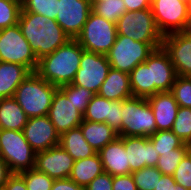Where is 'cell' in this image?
<instances>
[{
	"mask_svg": "<svg viewBox=\"0 0 191 190\" xmlns=\"http://www.w3.org/2000/svg\"><path fill=\"white\" fill-rule=\"evenodd\" d=\"M190 150L191 146L184 143L180 148L163 153L159 156L156 168L163 175H173L181 160Z\"/></svg>",
	"mask_w": 191,
	"mask_h": 190,
	"instance_id": "28",
	"label": "cell"
},
{
	"mask_svg": "<svg viewBox=\"0 0 191 190\" xmlns=\"http://www.w3.org/2000/svg\"><path fill=\"white\" fill-rule=\"evenodd\" d=\"M26 184L27 190H51L54 179L35 168L18 173Z\"/></svg>",
	"mask_w": 191,
	"mask_h": 190,
	"instance_id": "36",
	"label": "cell"
},
{
	"mask_svg": "<svg viewBox=\"0 0 191 190\" xmlns=\"http://www.w3.org/2000/svg\"><path fill=\"white\" fill-rule=\"evenodd\" d=\"M170 92L180 107L191 108V77L177 76Z\"/></svg>",
	"mask_w": 191,
	"mask_h": 190,
	"instance_id": "38",
	"label": "cell"
},
{
	"mask_svg": "<svg viewBox=\"0 0 191 190\" xmlns=\"http://www.w3.org/2000/svg\"><path fill=\"white\" fill-rule=\"evenodd\" d=\"M130 87L134 97L148 98L151 96L150 68L147 64H138L129 73Z\"/></svg>",
	"mask_w": 191,
	"mask_h": 190,
	"instance_id": "27",
	"label": "cell"
},
{
	"mask_svg": "<svg viewBox=\"0 0 191 190\" xmlns=\"http://www.w3.org/2000/svg\"><path fill=\"white\" fill-rule=\"evenodd\" d=\"M181 140H191V108L180 107L171 129Z\"/></svg>",
	"mask_w": 191,
	"mask_h": 190,
	"instance_id": "37",
	"label": "cell"
},
{
	"mask_svg": "<svg viewBox=\"0 0 191 190\" xmlns=\"http://www.w3.org/2000/svg\"><path fill=\"white\" fill-rule=\"evenodd\" d=\"M97 94L111 101L132 97L129 74L111 68Z\"/></svg>",
	"mask_w": 191,
	"mask_h": 190,
	"instance_id": "21",
	"label": "cell"
},
{
	"mask_svg": "<svg viewBox=\"0 0 191 190\" xmlns=\"http://www.w3.org/2000/svg\"><path fill=\"white\" fill-rule=\"evenodd\" d=\"M104 172L103 164L99 153L95 155L76 160L72 167L69 179L77 185L86 187L95 177Z\"/></svg>",
	"mask_w": 191,
	"mask_h": 190,
	"instance_id": "26",
	"label": "cell"
},
{
	"mask_svg": "<svg viewBox=\"0 0 191 190\" xmlns=\"http://www.w3.org/2000/svg\"><path fill=\"white\" fill-rule=\"evenodd\" d=\"M151 11L163 36L188 30L186 0H151Z\"/></svg>",
	"mask_w": 191,
	"mask_h": 190,
	"instance_id": "10",
	"label": "cell"
},
{
	"mask_svg": "<svg viewBox=\"0 0 191 190\" xmlns=\"http://www.w3.org/2000/svg\"><path fill=\"white\" fill-rule=\"evenodd\" d=\"M0 157L11 173H20L34 168L36 151L23 131L0 129Z\"/></svg>",
	"mask_w": 191,
	"mask_h": 190,
	"instance_id": "6",
	"label": "cell"
},
{
	"mask_svg": "<svg viewBox=\"0 0 191 190\" xmlns=\"http://www.w3.org/2000/svg\"><path fill=\"white\" fill-rule=\"evenodd\" d=\"M0 61L15 63L35 72L38 59L18 23L0 30Z\"/></svg>",
	"mask_w": 191,
	"mask_h": 190,
	"instance_id": "9",
	"label": "cell"
},
{
	"mask_svg": "<svg viewBox=\"0 0 191 190\" xmlns=\"http://www.w3.org/2000/svg\"><path fill=\"white\" fill-rule=\"evenodd\" d=\"M88 144L99 152L119 135L105 122L83 120L79 126Z\"/></svg>",
	"mask_w": 191,
	"mask_h": 190,
	"instance_id": "23",
	"label": "cell"
},
{
	"mask_svg": "<svg viewBox=\"0 0 191 190\" xmlns=\"http://www.w3.org/2000/svg\"><path fill=\"white\" fill-rule=\"evenodd\" d=\"M173 178L176 184L191 190V150L185 155L177 166Z\"/></svg>",
	"mask_w": 191,
	"mask_h": 190,
	"instance_id": "39",
	"label": "cell"
},
{
	"mask_svg": "<svg viewBox=\"0 0 191 190\" xmlns=\"http://www.w3.org/2000/svg\"><path fill=\"white\" fill-rule=\"evenodd\" d=\"M58 88L66 95L69 101L72 100L82 114L85 113L89 101L95 96L92 91L72 84H66Z\"/></svg>",
	"mask_w": 191,
	"mask_h": 190,
	"instance_id": "31",
	"label": "cell"
},
{
	"mask_svg": "<svg viewBox=\"0 0 191 190\" xmlns=\"http://www.w3.org/2000/svg\"><path fill=\"white\" fill-rule=\"evenodd\" d=\"M57 88L32 72L18 86L14 98L28 118L46 116Z\"/></svg>",
	"mask_w": 191,
	"mask_h": 190,
	"instance_id": "3",
	"label": "cell"
},
{
	"mask_svg": "<svg viewBox=\"0 0 191 190\" xmlns=\"http://www.w3.org/2000/svg\"><path fill=\"white\" fill-rule=\"evenodd\" d=\"M126 11H140L151 8V0H123Z\"/></svg>",
	"mask_w": 191,
	"mask_h": 190,
	"instance_id": "45",
	"label": "cell"
},
{
	"mask_svg": "<svg viewBox=\"0 0 191 190\" xmlns=\"http://www.w3.org/2000/svg\"><path fill=\"white\" fill-rule=\"evenodd\" d=\"M175 190H188V189L184 188V187L181 186V185L176 184V185H175Z\"/></svg>",
	"mask_w": 191,
	"mask_h": 190,
	"instance_id": "50",
	"label": "cell"
},
{
	"mask_svg": "<svg viewBox=\"0 0 191 190\" xmlns=\"http://www.w3.org/2000/svg\"><path fill=\"white\" fill-rule=\"evenodd\" d=\"M130 173L144 167H156L159 154L149 137L123 136Z\"/></svg>",
	"mask_w": 191,
	"mask_h": 190,
	"instance_id": "18",
	"label": "cell"
},
{
	"mask_svg": "<svg viewBox=\"0 0 191 190\" xmlns=\"http://www.w3.org/2000/svg\"><path fill=\"white\" fill-rule=\"evenodd\" d=\"M154 114L157 131L171 130L179 110L171 92H158L147 98Z\"/></svg>",
	"mask_w": 191,
	"mask_h": 190,
	"instance_id": "19",
	"label": "cell"
},
{
	"mask_svg": "<svg viewBox=\"0 0 191 190\" xmlns=\"http://www.w3.org/2000/svg\"><path fill=\"white\" fill-rule=\"evenodd\" d=\"M21 10V0H0V30L16 25Z\"/></svg>",
	"mask_w": 191,
	"mask_h": 190,
	"instance_id": "33",
	"label": "cell"
},
{
	"mask_svg": "<svg viewBox=\"0 0 191 190\" xmlns=\"http://www.w3.org/2000/svg\"><path fill=\"white\" fill-rule=\"evenodd\" d=\"M131 174L138 190H154L163 175L156 167H144Z\"/></svg>",
	"mask_w": 191,
	"mask_h": 190,
	"instance_id": "35",
	"label": "cell"
},
{
	"mask_svg": "<svg viewBox=\"0 0 191 190\" xmlns=\"http://www.w3.org/2000/svg\"><path fill=\"white\" fill-rule=\"evenodd\" d=\"M159 47H162V43H144L117 35L114 45L106 55L112 69L129 74Z\"/></svg>",
	"mask_w": 191,
	"mask_h": 190,
	"instance_id": "5",
	"label": "cell"
},
{
	"mask_svg": "<svg viewBox=\"0 0 191 190\" xmlns=\"http://www.w3.org/2000/svg\"><path fill=\"white\" fill-rule=\"evenodd\" d=\"M109 112L110 100L95 94L89 101L87 109L83 114V120L106 123V118H109Z\"/></svg>",
	"mask_w": 191,
	"mask_h": 190,
	"instance_id": "29",
	"label": "cell"
},
{
	"mask_svg": "<svg viewBox=\"0 0 191 190\" xmlns=\"http://www.w3.org/2000/svg\"><path fill=\"white\" fill-rule=\"evenodd\" d=\"M51 190H86L69 178L54 180Z\"/></svg>",
	"mask_w": 191,
	"mask_h": 190,
	"instance_id": "44",
	"label": "cell"
},
{
	"mask_svg": "<svg viewBox=\"0 0 191 190\" xmlns=\"http://www.w3.org/2000/svg\"><path fill=\"white\" fill-rule=\"evenodd\" d=\"M86 190H112V175L107 172L95 177L86 187Z\"/></svg>",
	"mask_w": 191,
	"mask_h": 190,
	"instance_id": "41",
	"label": "cell"
},
{
	"mask_svg": "<svg viewBox=\"0 0 191 190\" xmlns=\"http://www.w3.org/2000/svg\"><path fill=\"white\" fill-rule=\"evenodd\" d=\"M111 66L106 54L83 51L80 67L72 85L80 86L97 94Z\"/></svg>",
	"mask_w": 191,
	"mask_h": 190,
	"instance_id": "11",
	"label": "cell"
},
{
	"mask_svg": "<svg viewBox=\"0 0 191 190\" xmlns=\"http://www.w3.org/2000/svg\"><path fill=\"white\" fill-rule=\"evenodd\" d=\"M31 73L23 65L0 61V99L14 97L18 86Z\"/></svg>",
	"mask_w": 191,
	"mask_h": 190,
	"instance_id": "22",
	"label": "cell"
},
{
	"mask_svg": "<svg viewBox=\"0 0 191 190\" xmlns=\"http://www.w3.org/2000/svg\"><path fill=\"white\" fill-rule=\"evenodd\" d=\"M145 63L150 68L151 96L158 92H170L178 75L163 47L155 49Z\"/></svg>",
	"mask_w": 191,
	"mask_h": 190,
	"instance_id": "13",
	"label": "cell"
},
{
	"mask_svg": "<svg viewBox=\"0 0 191 190\" xmlns=\"http://www.w3.org/2000/svg\"><path fill=\"white\" fill-rule=\"evenodd\" d=\"M11 174L7 163L0 157V190H3V187Z\"/></svg>",
	"mask_w": 191,
	"mask_h": 190,
	"instance_id": "47",
	"label": "cell"
},
{
	"mask_svg": "<svg viewBox=\"0 0 191 190\" xmlns=\"http://www.w3.org/2000/svg\"><path fill=\"white\" fill-rule=\"evenodd\" d=\"M28 119L14 97L0 99V129L23 131Z\"/></svg>",
	"mask_w": 191,
	"mask_h": 190,
	"instance_id": "25",
	"label": "cell"
},
{
	"mask_svg": "<svg viewBox=\"0 0 191 190\" xmlns=\"http://www.w3.org/2000/svg\"><path fill=\"white\" fill-rule=\"evenodd\" d=\"M91 7H93L95 4L105 2L106 0H89Z\"/></svg>",
	"mask_w": 191,
	"mask_h": 190,
	"instance_id": "49",
	"label": "cell"
},
{
	"mask_svg": "<svg viewBox=\"0 0 191 190\" xmlns=\"http://www.w3.org/2000/svg\"><path fill=\"white\" fill-rule=\"evenodd\" d=\"M175 185L173 175H162L154 190H175Z\"/></svg>",
	"mask_w": 191,
	"mask_h": 190,
	"instance_id": "46",
	"label": "cell"
},
{
	"mask_svg": "<svg viewBox=\"0 0 191 190\" xmlns=\"http://www.w3.org/2000/svg\"><path fill=\"white\" fill-rule=\"evenodd\" d=\"M104 172L112 176L130 174L127 152L124 148L123 136H118L99 152Z\"/></svg>",
	"mask_w": 191,
	"mask_h": 190,
	"instance_id": "20",
	"label": "cell"
},
{
	"mask_svg": "<svg viewBox=\"0 0 191 190\" xmlns=\"http://www.w3.org/2000/svg\"><path fill=\"white\" fill-rule=\"evenodd\" d=\"M75 160L60 145L36 152L37 171L47 174L54 180L69 178Z\"/></svg>",
	"mask_w": 191,
	"mask_h": 190,
	"instance_id": "16",
	"label": "cell"
},
{
	"mask_svg": "<svg viewBox=\"0 0 191 190\" xmlns=\"http://www.w3.org/2000/svg\"><path fill=\"white\" fill-rule=\"evenodd\" d=\"M116 36V24L91 11L76 40L85 51L107 54Z\"/></svg>",
	"mask_w": 191,
	"mask_h": 190,
	"instance_id": "7",
	"label": "cell"
},
{
	"mask_svg": "<svg viewBox=\"0 0 191 190\" xmlns=\"http://www.w3.org/2000/svg\"><path fill=\"white\" fill-rule=\"evenodd\" d=\"M47 116L59 135L79 127L83 122V114L76 108L72 100L69 101L67 99L66 95L59 88L56 89L53 95Z\"/></svg>",
	"mask_w": 191,
	"mask_h": 190,
	"instance_id": "15",
	"label": "cell"
},
{
	"mask_svg": "<svg viewBox=\"0 0 191 190\" xmlns=\"http://www.w3.org/2000/svg\"><path fill=\"white\" fill-rule=\"evenodd\" d=\"M59 145L65 149L75 161L91 157L97 153L84 138L80 127L62 133L59 137Z\"/></svg>",
	"mask_w": 191,
	"mask_h": 190,
	"instance_id": "24",
	"label": "cell"
},
{
	"mask_svg": "<svg viewBox=\"0 0 191 190\" xmlns=\"http://www.w3.org/2000/svg\"><path fill=\"white\" fill-rule=\"evenodd\" d=\"M58 11L55 20L70 39H76L87 22L92 7L89 0H58Z\"/></svg>",
	"mask_w": 191,
	"mask_h": 190,
	"instance_id": "12",
	"label": "cell"
},
{
	"mask_svg": "<svg viewBox=\"0 0 191 190\" xmlns=\"http://www.w3.org/2000/svg\"><path fill=\"white\" fill-rule=\"evenodd\" d=\"M23 133L27 142L36 152L59 145L60 135L47 115L29 118L23 128Z\"/></svg>",
	"mask_w": 191,
	"mask_h": 190,
	"instance_id": "17",
	"label": "cell"
},
{
	"mask_svg": "<svg viewBox=\"0 0 191 190\" xmlns=\"http://www.w3.org/2000/svg\"><path fill=\"white\" fill-rule=\"evenodd\" d=\"M188 31L191 33V24L188 27Z\"/></svg>",
	"mask_w": 191,
	"mask_h": 190,
	"instance_id": "51",
	"label": "cell"
},
{
	"mask_svg": "<svg viewBox=\"0 0 191 190\" xmlns=\"http://www.w3.org/2000/svg\"><path fill=\"white\" fill-rule=\"evenodd\" d=\"M162 47L168 53L177 75L191 77V33L187 30L165 35Z\"/></svg>",
	"mask_w": 191,
	"mask_h": 190,
	"instance_id": "14",
	"label": "cell"
},
{
	"mask_svg": "<svg viewBox=\"0 0 191 190\" xmlns=\"http://www.w3.org/2000/svg\"><path fill=\"white\" fill-rule=\"evenodd\" d=\"M106 123L115 130L118 135L121 134L122 127V101L110 100L109 118H106Z\"/></svg>",
	"mask_w": 191,
	"mask_h": 190,
	"instance_id": "40",
	"label": "cell"
},
{
	"mask_svg": "<svg viewBox=\"0 0 191 190\" xmlns=\"http://www.w3.org/2000/svg\"><path fill=\"white\" fill-rule=\"evenodd\" d=\"M157 131L154 114L146 98L122 101V127L119 136L150 137Z\"/></svg>",
	"mask_w": 191,
	"mask_h": 190,
	"instance_id": "4",
	"label": "cell"
},
{
	"mask_svg": "<svg viewBox=\"0 0 191 190\" xmlns=\"http://www.w3.org/2000/svg\"><path fill=\"white\" fill-rule=\"evenodd\" d=\"M187 1V15H188V27L191 24V0Z\"/></svg>",
	"mask_w": 191,
	"mask_h": 190,
	"instance_id": "48",
	"label": "cell"
},
{
	"mask_svg": "<svg viewBox=\"0 0 191 190\" xmlns=\"http://www.w3.org/2000/svg\"><path fill=\"white\" fill-rule=\"evenodd\" d=\"M112 190H138L132 174L112 176Z\"/></svg>",
	"mask_w": 191,
	"mask_h": 190,
	"instance_id": "42",
	"label": "cell"
},
{
	"mask_svg": "<svg viewBox=\"0 0 191 190\" xmlns=\"http://www.w3.org/2000/svg\"><path fill=\"white\" fill-rule=\"evenodd\" d=\"M117 35L144 43H162L163 35L158 30L151 8L126 11L116 23Z\"/></svg>",
	"mask_w": 191,
	"mask_h": 190,
	"instance_id": "8",
	"label": "cell"
},
{
	"mask_svg": "<svg viewBox=\"0 0 191 190\" xmlns=\"http://www.w3.org/2000/svg\"><path fill=\"white\" fill-rule=\"evenodd\" d=\"M149 139L152 141L159 156L180 148L185 143L172 130L156 131Z\"/></svg>",
	"mask_w": 191,
	"mask_h": 190,
	"instance_id": "30",
	"label": "cell"
},
{
	"mask_svg": "<svg viewBox=\"0 0 191 190\" xmlns=\"http://www.w3.org/2000/svg\"><path fill=\"white\" fill-rule=\"evenodd\" d=\"M83 51L76 39H70L53 53L40 58L35 72L57 87L71 84L80 67Z\"/></svg>",
	"mask_w": 191,
	"mask_h": 190,
	"instance_id": "2",
	"label": "cell"
},
{
	"mask_svg": "<svg viewBox=\"0 0 191 190\" xmlns=\"http://www.w3.org/2000/svg\"><path fill=\"white\" fill-rule=\"evenodd\" d=\"M18 25L39 60L70 40L55 19L21 11Z\"/></svg>",
	"mask_w": 191,
	"mask_h": 190,
	"instance_id": "1",
	"label": "cell"
},
{
	"mask_svg": "<svg viewBox=\"0 0 191 190\" xmlns=\"http://www.w3.org/2000/svg\"><path fill=\"white\" fill-rule=\"evenodd\" d=\"M3 190H27L24 179L18 173H12L5 183Z\"/></svg>",
	"mask_w": 191,
	"mask_h": 190,
	"instance_id": "43",
	"label": "cell"
},
{
	"mask_svg": "<svg viewBox=\"0 0 191 190\" xmlns=\"http://www.w3.org/2000/svg\"><path fill=\"white\" fill-rule=\"evenodd\" d=\"M22 10L41 14L50 19L58 15V0H21Z\"/></svg>",
	"mask_w": 191,
	"mask_h": 190,
	"instance_id": "34",
	"label": "cell"
},
{
	"mask_svg": "<svg viewBox=\"0 0 191 190\" xmlns=\"http://www.w3.org/2000/svg\"><path fill=\"white\" fill-rule=\"evenodd\" d=\"M92 11L105 18L109 22L117 23L119 18L126 12L123 0H106L105 2L95 4Z\"/></svg>",
	"mask_w": 191,
	"mask_h": 190,
	"instance_id": "32",
	"label": "cell"
}]
</instances>
